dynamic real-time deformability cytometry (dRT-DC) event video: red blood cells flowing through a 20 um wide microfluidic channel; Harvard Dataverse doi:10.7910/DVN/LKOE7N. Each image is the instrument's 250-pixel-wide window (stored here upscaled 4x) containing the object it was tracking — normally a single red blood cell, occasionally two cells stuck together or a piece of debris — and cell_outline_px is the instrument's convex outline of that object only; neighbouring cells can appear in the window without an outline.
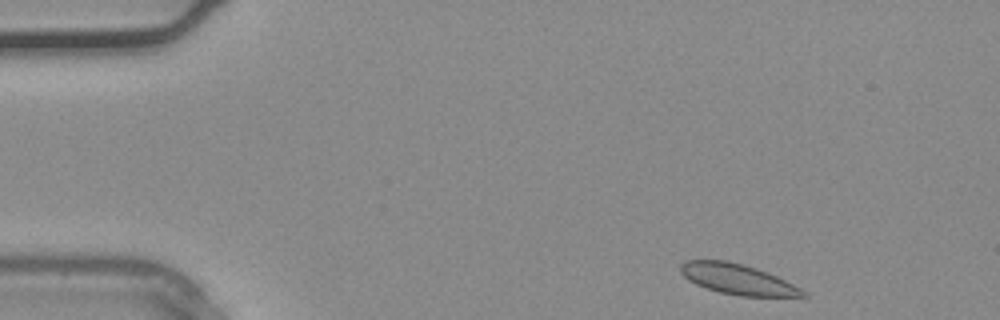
{"species": "common noctule bat (a hibernating species)", "species_latin": "Nyctalus noctula", "temperature_condition": "warm", "stored_images_in_passage": 33, "camera_frame_rate_fps": 3000, "um_per_image_px": 0.085, "animal": {"sex": "male", "body_mass_g": 20.4}, "frame": {"image": 1, "passage_image": 1, "time_ms": 0.0, "image_size_px": [1000, 320], "cell_outline_px": [[808, 296], [740, 296], [720, 292], [696, 284], [688, 280], [680, 272], [680, 264], [684, 260], [728, 260], [756, 268], [768, 272], [808, 292]], "centroid_in_image_um": [62.67, 23.72], "position_along_channel_um": 22.3, "area_um2": 21.56}}
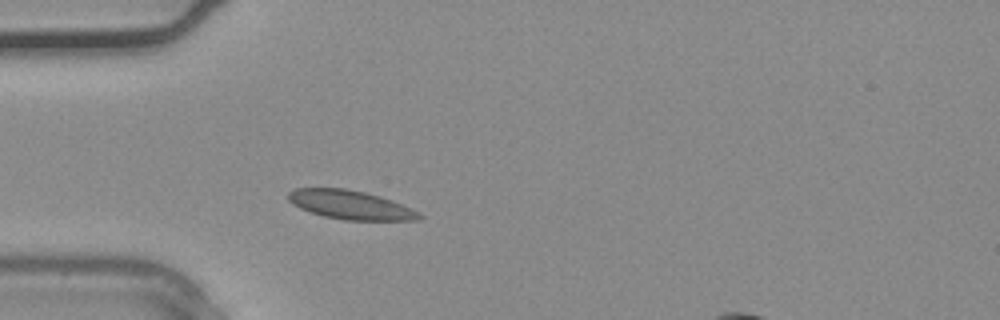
{"frame": {"image": 2, "passage_image": 7, "time_ms": 2.0, "image_size_px": [1000, 320], "cell_outline_px": [[424, 216], [420, 220], [344, 220], [324, 216], [300, 208], [292, 204], [288, 200], [288, 192], [296, 188], [344, 188], [364, 192], [380, 196], [392, 200], [412, 208], [420, 212]], "centroid_in_image_um": [29.82, 17.41], "position_along_channel_um": 55.2, "area_um2": 22.08}}
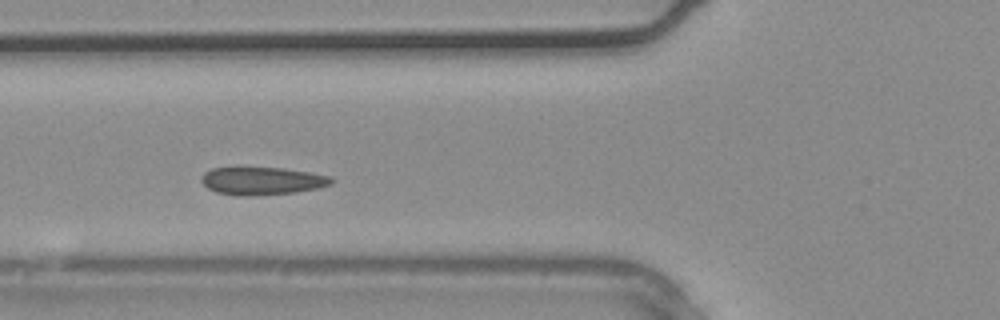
{"frame": {"image": 3, "passage_image": 10, "time_ms": 3.0, "image_size_px": [1000, 320], "cell_outline_px": [[336, 180], [332, 184], [320, 188], [296, 192], [252, 196], [240, 196], [216, 192], [208, 188], [200, 180], [200, 176], [204, 172], [212, 168], [236, 164], [284, 168], [332, 176]], "centroid_in_image_um": [22.24, 15.33], "position_along_channel_um": 103.6, "area_um2": 22.25}}